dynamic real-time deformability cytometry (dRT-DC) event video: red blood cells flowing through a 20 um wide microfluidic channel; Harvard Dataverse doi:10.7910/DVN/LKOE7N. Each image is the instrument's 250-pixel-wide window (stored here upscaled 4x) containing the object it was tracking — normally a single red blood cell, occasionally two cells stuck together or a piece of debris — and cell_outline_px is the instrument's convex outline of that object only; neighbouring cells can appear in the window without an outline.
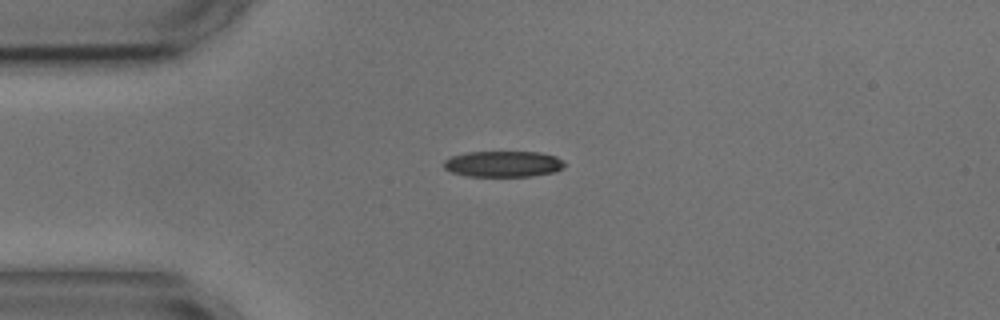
{"species": "common noctule bat (a hibernating species)", "species_latin": "Nyctalus noctula", "temperature_condition": "cold", "stored_images_in_passage": 43, "camera_frame_rate_fps": 3000, "um_per_image_px": 0.085, "animal": {"sex": "male", "body_mass_g": 17.9, "forearm_length_mm": 54.2}, "frame": {"image": 1, "passage_image": 1, "time_ms": 0.0, "image_size_px": [1000, 320], "cell_outline_px": [[564, 168], [556, 172], [532, 176], [464, 176], [452, 172], [444, 168], [444, 160], [452, 156], [468, 152], [540, 152], [556, 156], [564, 164]], "centroid_in_image_um": [42.78, 13.94], "position_along_channel_um": 42.2, "area_um2": 18.32}}
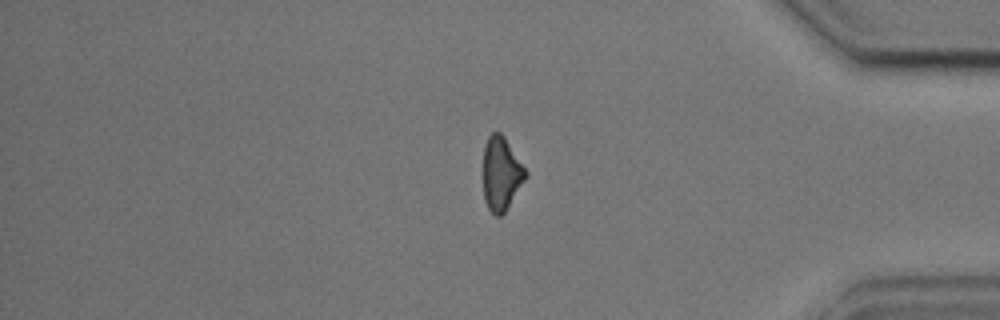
{"frame": {"image": 2, "passage_image": 34, "time_ms": 11.0, "image_size_px": [1000, 320], "cell_outline_px": [[528, 176], [504, 212], [500, 216], [496, 216], [488, 208], [484, 200], [484, 144], [488, 136], [492, 132], [500, 132], [504, 136], [528, 172]], "centroid_in_image_um": [42.61, 14.74], "position_along_channel_um": 392.6, "area_um2": 18.09}}
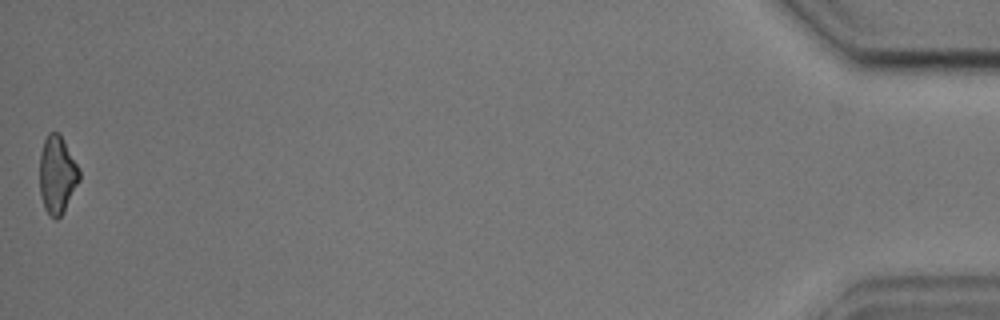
{"frame": {"image": 3, "passage_image": 43, "time_ms": 14.0, "image_size_px": [1000, 320], "cell_outline_px": [[80, 180], [64, 212], [56, 220], [44, 208], [40, 196], [40, 152], [44, 140], [48, 132], [60, 132], [80, 168]], "centroid_in_image_um": [4.87, 14.82], "position_along_channel_um": 430.3, "area_um2": 18.26}, "authors_computed_cell_mechanics": {"area_um2": 19.3052, "velocity_mm_per_s": 3.6054, "shape_relaxation_time_tau1_ms": 3.6943, "shape_relaxation_time_tau2_ms": 6.4244, "deformation_change_tau1": 0.097, "deformation_change_tau2": 0.1525}}